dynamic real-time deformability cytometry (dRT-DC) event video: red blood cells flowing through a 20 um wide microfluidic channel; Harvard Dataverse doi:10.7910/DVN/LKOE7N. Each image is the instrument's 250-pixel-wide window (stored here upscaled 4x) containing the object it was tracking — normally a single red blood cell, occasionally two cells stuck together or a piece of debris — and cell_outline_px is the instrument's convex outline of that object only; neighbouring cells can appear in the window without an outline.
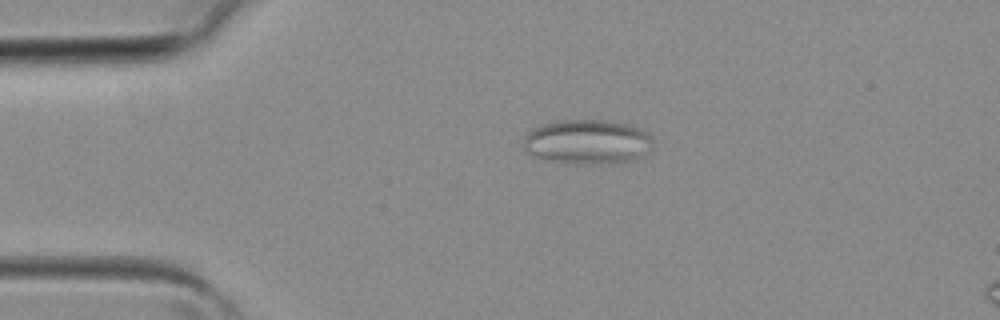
{"species": "common noctule bat (a hibernating species)", "species_latin": "Nyctalus noctula", "temperature_condition": "room temperature", "stored_images_in_passage": 4, "camera_frame_rate_fps": 3000, "um_per_image_px": 0.085, "animal": {"sex": "female", "body_mass_g": 19.3, "forearm_length_mm": 54.1}, "frame": {"image": 1, "passage_image": 2, "time_ms": 0.333, "image_size_px": [1000, 320], "cell_outline_px": [[652, 148], [636, 160], [552, 160], [536, 156], [528, 152], [524, 148], [524, 136], [532, 128], [544, 124], [560, 120], [612, 120], [628, 124], [640, 128], [648, 132], [652, 136]], "centroid_in_image_um": [49.97, 11.96], "position_along_channel_um": 35.0, "area_um2": 32.25}}